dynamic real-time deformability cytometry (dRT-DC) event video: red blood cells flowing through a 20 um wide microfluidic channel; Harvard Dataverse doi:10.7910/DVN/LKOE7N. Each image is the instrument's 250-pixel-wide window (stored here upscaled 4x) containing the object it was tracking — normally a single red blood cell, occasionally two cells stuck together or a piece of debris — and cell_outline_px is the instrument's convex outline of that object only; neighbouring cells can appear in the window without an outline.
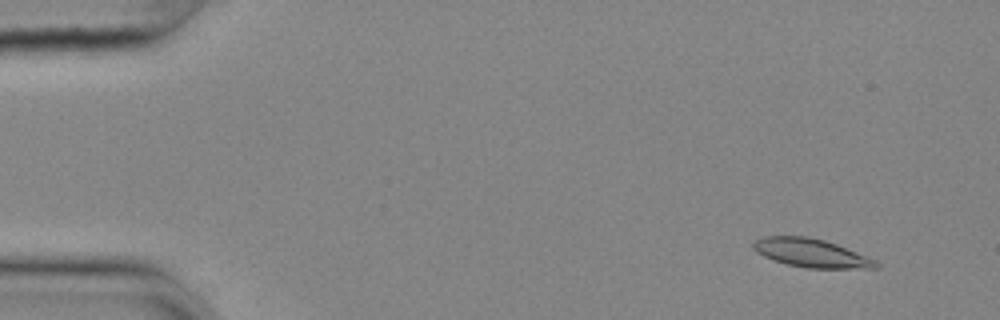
{"species": "common noctule bat (a hibernating species)", "species_latin": "Nyctalus noctula", "temperature_condition": "cold", "stored_images_in_passage": 56, "camera_frame_rate_fps": 3000, "um_per_image_px": 0.085, "animal": {"sex": "female", "body_mass_g": 25.1}, "frame": {"image": 1, "passage_image": 5, "time_ms": 1.333, "image_size_px": [1000, 320], "cell_outline_px": [[880, 268], [808, 268], [788, 264], [764, 256], [756, 252], [752, 248], [752, 244], [756, 240], [764, 236], [808, 236], [824, 240], [836, 244], [876, 260], [880, 264]], "centroid_in_image_um": [68.96, 21.5], "position_along_channel_um": 16.0, "area_um2": 20.17}}
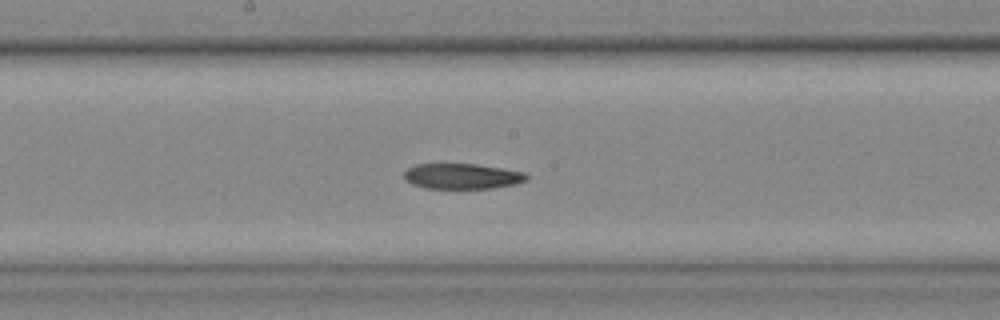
{"frame": {"image": 2, "passage_image": 30, "time_ms": 9.667, "image_size_px": [1000, 320], "cell_outline_px": [[528, 180], [512, 184], [492, 188], [424, 188], [412, 184], [404, 180], [404, 172], [408, 168], [416, 164], [476, 164], [524, 172], [528, 176]], "centroid_in_image_um": [39.24, 14.98], "position_along_channel_um": 209.0, "area_um2": 18.03}}
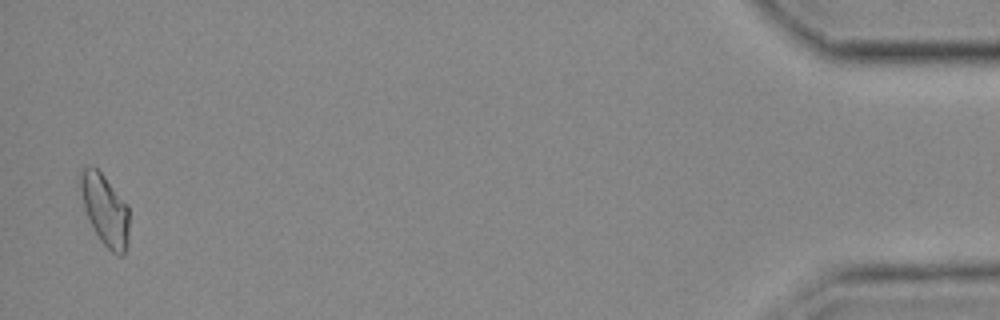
{"frame": {"image": 3, "passage_image": 55, "time_ms": 18.0, "image_size_px": [1000, 320], "cell_outline_px": [[128, 244], [124, 252], [120, 256], [112, 252], [100, 240], [92, 228], [84, 208], [80, 188], [80, 172], [84, 168], [96, 168], [104, 176], [128, 204]], "centroid_in_image_um": [8.93, 17.86], "position_along_channel_um": 426.3, "area_um2": 20.0}}